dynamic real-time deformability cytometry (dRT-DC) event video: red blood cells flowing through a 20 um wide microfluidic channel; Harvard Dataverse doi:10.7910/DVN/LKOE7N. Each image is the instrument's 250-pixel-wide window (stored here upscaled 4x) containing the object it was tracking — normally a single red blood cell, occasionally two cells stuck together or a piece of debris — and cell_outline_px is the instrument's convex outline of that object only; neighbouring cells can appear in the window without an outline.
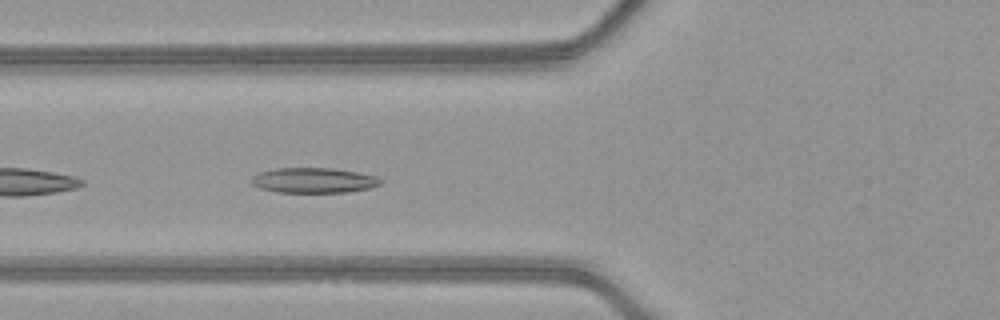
{"species": "common noctule bat (a hibernating species)", "species_latin": "Nyctalus noctula", "temperature_condition": "warm", "stored_images_in_passage": 9, "camera_frame_rate_fps": 3000, "um_per_image_px": 0.085, "animal": {"sex": "female", "body_mass_g": 21.9}, "frame": {"image": 1, "passage_image": 4, "time_ms": 1.0, "image_size_px": [1000, 320], "cell_outline_px": [[380, 184], [372, 188], [348, 192], [276, 192], [260, 188], [252, 184], [248, 180], [252, 176], [260, 172], [276, 168], [332, 168], [356, 172], [376, 176], [380, 180]], "centroid_in_image_um": [26.62, 15.33], "position_along_channel_um": 99.2, "area_um2": 18.96}}
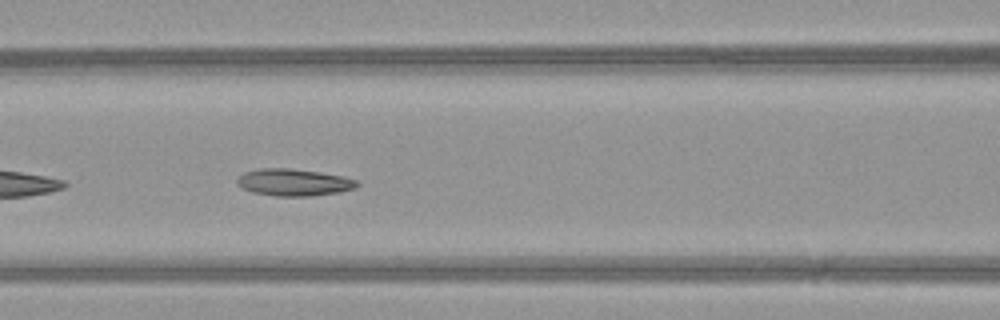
{"frame": {"image": 2, "passage_image": 7, "time_ms": 2.0, "image_size_px": [1000, 320], "cell_outline_px": [[360, 184], [356, 188], [340, 192], [312, 196], [276, 196], [252, 192], [240, 188], [236, 184], [236, 180], [244, 172], [260, 168], [288, 168], [320, 172], [344, 176], [356, 180]], "centroid_in_image_um": [24.97, 15.5], "position_along_channel_um": 141.6, "area_um2": 19.07}}